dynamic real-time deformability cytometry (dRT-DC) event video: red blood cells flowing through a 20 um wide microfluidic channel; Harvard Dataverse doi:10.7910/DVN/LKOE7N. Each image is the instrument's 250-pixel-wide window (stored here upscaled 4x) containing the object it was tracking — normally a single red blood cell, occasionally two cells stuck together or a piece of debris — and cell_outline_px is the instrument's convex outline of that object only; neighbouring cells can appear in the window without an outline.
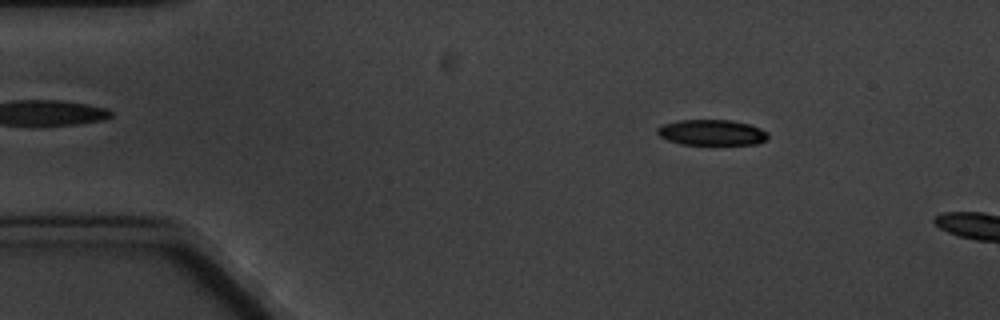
{"species": "common noctule bat (a hibernating species)", "species_latin": "Nyctalus noctula", "temperature_condition": "cold", "stored_images_in_passage": 4, "camera_frame_rate_fps": 3000, "um_per_image_px": 0.085, "animal": {"sex": "male", "body_mass_g": 20.1, "forearm_length_mm": 53.5}, "frame": {"image": 1, "passage_image": 2, "time_ms": 1.0, "image_size_px": [1000, 320], "cell_outline_px": [[768, 136], [764, 140], [756, 144], [680, 144], [668, 140], [660, 136], [656, 132], [656, 128], [664, 124], [680, 120], [732, 120], [748, 124], [760, 128], [768, 132]], "centroid_in_image_um": [60.48, 11.26], "position_along_channel_um": 24.5, "area_um2": 16.42}}